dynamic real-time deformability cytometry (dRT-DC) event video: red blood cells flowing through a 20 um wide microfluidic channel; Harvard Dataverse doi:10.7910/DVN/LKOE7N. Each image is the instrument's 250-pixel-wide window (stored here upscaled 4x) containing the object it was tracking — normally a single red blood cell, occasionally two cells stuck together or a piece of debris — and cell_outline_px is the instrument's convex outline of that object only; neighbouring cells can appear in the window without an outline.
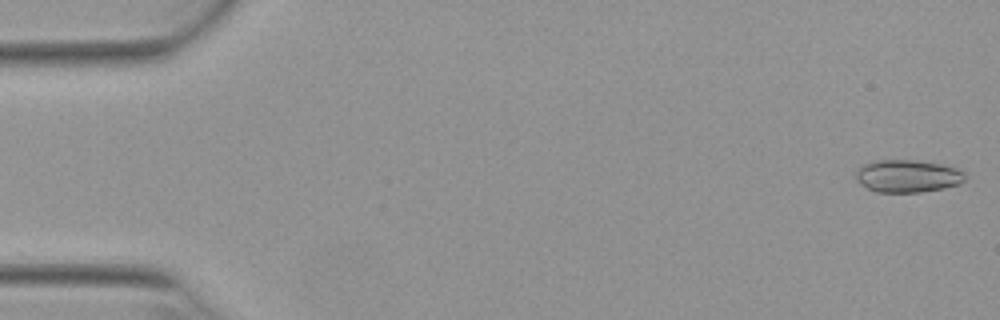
{"species": "Egyptian fruit bat (a non-hibernating species)", "species_latin": "Rousettus aegyptiacus", "temperature_condition": "warm", "stored_images_in_passage": 51, "camera_frame_rate_fps": 3000, "um_per_image_px": 0.085, "animal": {"sex": "female"}, "frame": {"image": 1, "passage_image": 1, "time_ms": 0.0, "image_size_px": [1000, 320], "cell_outline_px": [[964, 180], [960, 184], [944, 188], [920, 192], [876, 192], [860, 184], [856, 180], [856, 168], [872, 160], [916, 160], [940, 164], [960, 168], [964, 172]], "centroid_in_image_um": [77.13, 14.96], "position_along_channel_um": 7.9, "area_um2": 20.92}}
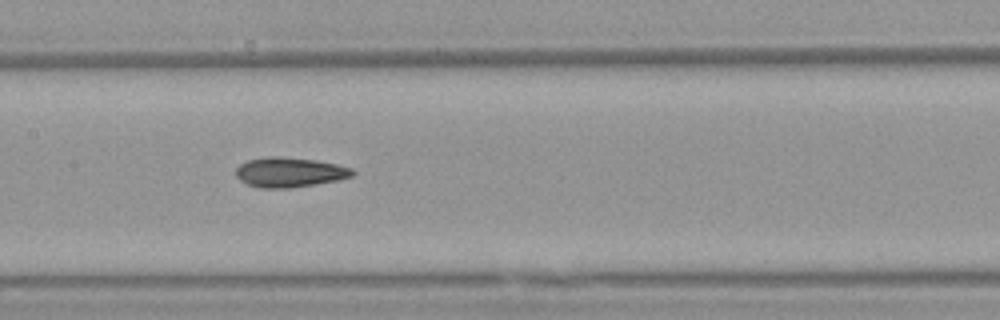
{"frame": {"image": 2, "passage_image": 25, "time_ms": 8.0, "image_size_px": [1000, 320], "cell_outline_px": [[356, 172], [352, 176], [336, 180], [316, 184], [292, 188], [260, 188], [248, 184], [240, 180], [236, 176], [236, 168], [240, 164], [248, 160], [268, 156], [276, 156], [316, 160], [336, 164], [352, 168]], "centroid_in_image_um": [24.61, 14.64], "position_along_channel_um": 182.8, "area_um2": 20.23}}
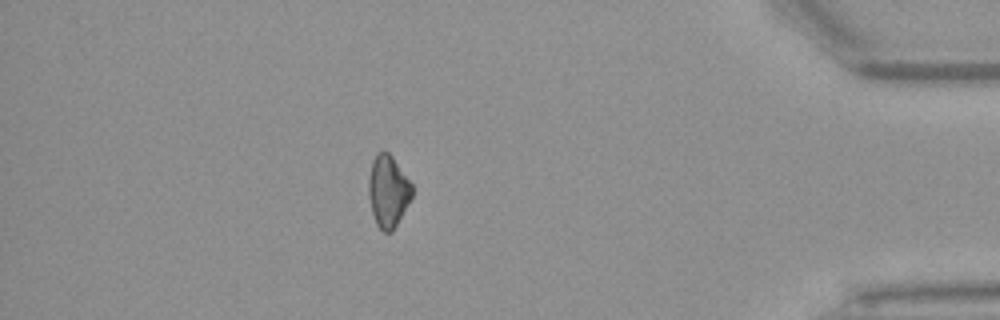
{"frame": {"image": 3, "passage_image": 45, "time_ms": 14.667, "image_size_px": [1000, 320], "cell_outline_px": [[412, 196], [392, 232], [384, 232], [376, 224], [372, 212], [368, 196], [368, 180], [372, 160], [376, 152], [388, 152], [392, 156], [412, 184]], "centroid_in_image_um": [32.96, 16.24], "position_along_channel_um": 402.2, "area_um2": 18.09}, "authors_computed_cell_mechanics": {"area_um2": 19.7676, "velocity_mm_per_s": 3.9526, "shape_relaxation_time_tau1_ms": null, "shape_relaxation_time_tau2_ms": 4.456, "deformation_change_tau1": null, "deformation_change_tau2": 0.1206}}